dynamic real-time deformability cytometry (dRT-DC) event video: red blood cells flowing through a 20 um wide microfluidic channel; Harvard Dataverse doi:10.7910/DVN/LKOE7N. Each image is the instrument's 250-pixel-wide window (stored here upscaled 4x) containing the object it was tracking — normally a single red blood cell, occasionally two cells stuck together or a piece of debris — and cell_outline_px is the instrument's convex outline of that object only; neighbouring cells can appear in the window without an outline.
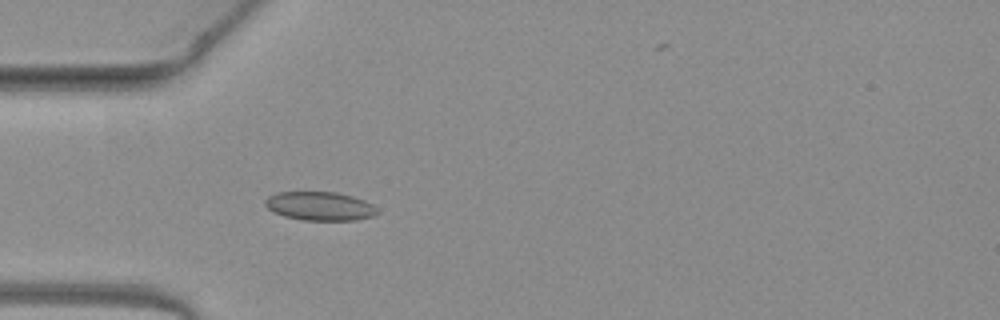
{"species": "common noctule bat (a hibernating species)", "species_latin": "Nyctalus noctula", "temperature_condition": "warm", "stored_images_in_passage": 8, "camera_frame_rate_fps": 3000, "um_per_image_px": 0.085, "animal": {"sex": "female", "body_mass_g": 19.3, "forearm_length_mm": 54.1}, "frame": {"image": 1, "passage_image": 5, "time_ms": 1.333, "image_size_px": [1000, 320], "cell_outline_px": [[376, 212], [372, 216], [356, 220], [304, 220], [284, 216], [272, 212], [264, 204], [264, 200], [268, 196], [276, 192], [336, 192], [352, 196], [364, 200], [372, 204], [376, 208]], "centroid_in_image_um": [27.14, 17.51], "position_along_channel_um": 57.9, "area_um2": 18.73}}